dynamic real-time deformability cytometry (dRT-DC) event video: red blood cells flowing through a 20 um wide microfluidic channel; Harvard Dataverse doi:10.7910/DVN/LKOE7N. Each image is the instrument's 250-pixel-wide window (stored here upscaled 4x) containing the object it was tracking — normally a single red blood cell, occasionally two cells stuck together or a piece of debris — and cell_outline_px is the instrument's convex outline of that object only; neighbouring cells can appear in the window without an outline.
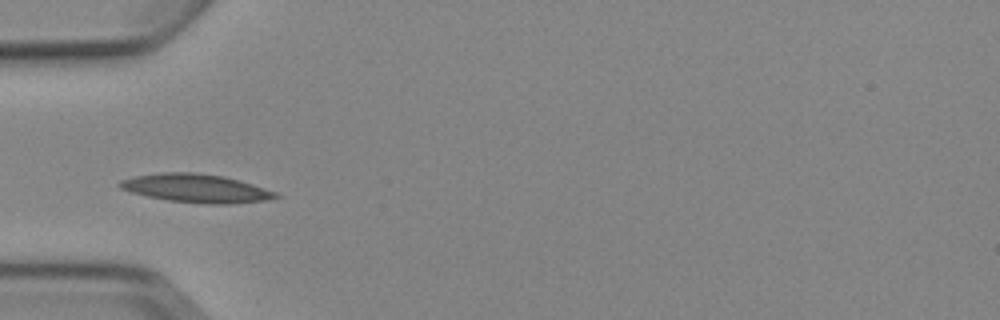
{"species": "Egyptian fruit bat (a non-hibernating species)", "species_latin": "Rousettus aegyptiacus", "temperature_condition": "cold", "stored_images_in_passage": 5, "camera_frame_rate_fps": 3000, "um_per_image_px": 0.085, "animal": {"sex": "female"}, "frame": {"image": 1, "passage_image": 5, "time_ms": 4.667, "image_size_px": [1000, 320], "cell_outline_px": [[280, 196], [264, 200], [228, 204], [208, 204], [168, 200], [148, 196], [132, 192], [120, 188], [116, 184], [120, 180], [136, 176], [160, 172], [196, 172], [224, 176], [252, 184], [276, 192]], "centroid_in_image_um": [16.64, 15.99], "position_along_channel_um": 68.4, "area_um2": 25.61}}